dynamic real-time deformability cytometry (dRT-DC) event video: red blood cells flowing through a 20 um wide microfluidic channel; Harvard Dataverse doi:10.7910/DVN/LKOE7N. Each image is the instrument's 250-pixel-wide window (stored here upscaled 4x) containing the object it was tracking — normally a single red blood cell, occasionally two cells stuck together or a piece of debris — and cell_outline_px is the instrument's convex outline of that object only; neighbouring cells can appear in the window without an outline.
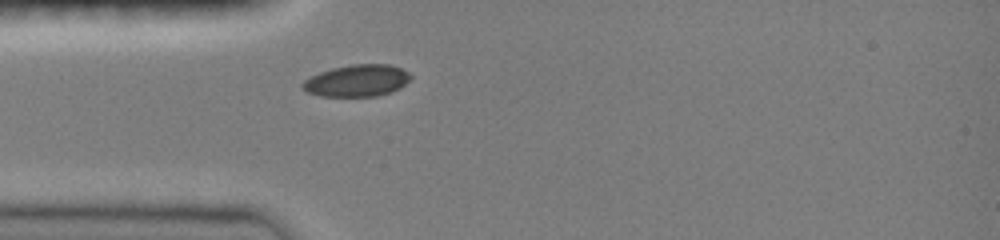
{"species": "common noctule bat (a hibernating species)", "species_latin": "Nyctalus noctula", "temperature_condition": "room temperature", "stored_images_in_passage": 18, "camera_frame_rate_fps": 3000, "um_per_image_px": 0.085, "animal": {"sex": "female", "body_mass_g": 19.0, "forearm_length_mm": 51.5}, "frame": {"image": 1, "passage_image": 1, "time_ms": 0.0, "image_size_px": [1000, 240], "cell_outline_px": [[412, 76], [400, 88], [392, 92], [376, 96], [320, 96], [308, 92], [300, 88], [300, 84], [304, 80], [320, 72], [332, 68], [352, 64], [388, 64], [400, 68], [408, 72]], "centroid_in_image_um": [30.32, 6.86], "position_along_channel_um": 54.7, "area_um2": 20.06}}
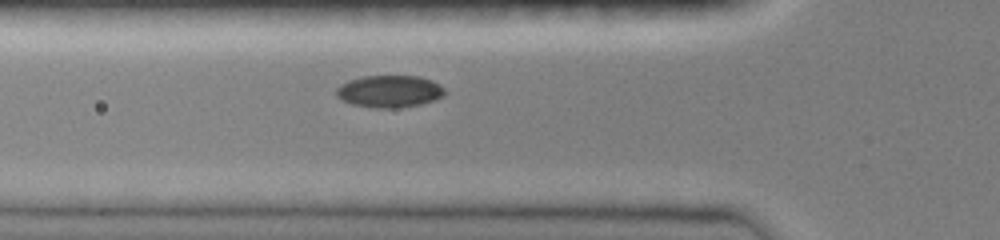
{"frame": {"image": 2, "passage_image": 4, "time_ms": 1.0, "image_size_px": [1000, 240], "cell_outline_px": [[448, 92], [444, 96], [436, 100], [420, 104], [396, 108], [376, 108], [352, 104], [336, 96], [336, 88], [340, 84], [348, 80], [364, 76], [420, 76], [432, 80], [440, 84]], "centroid_in_image_um": [33.15, 7.76], "position_along_channel_um": 92.7, "area_um2": 20.52}}
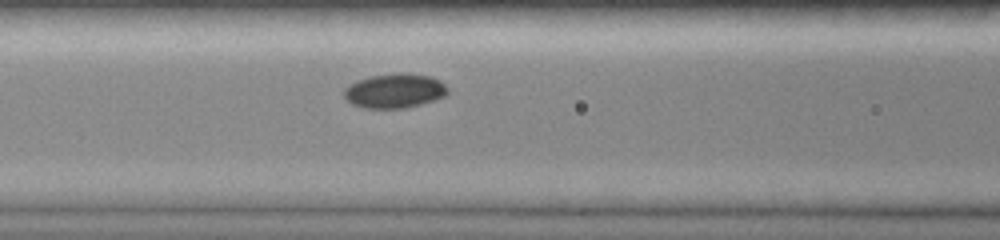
{"frame": {"image": 3, "passage_image": 7, "time_ms": 2.0, "image_size_px": [1000, 240], "cell_outline_px": [[448, 92], [444, 96], [436, 100], [408, 108], [364, 108], [352, 104], [344, 96], [344, 88], [348, 84], [356, 80], [368, 76], [400, 72], [408, 72], [432, 76], [440, 80], [448, 88]], "centroid_in_image_um": [33.55, 7.7], "position_along_channel_um": 133.0, "area_um2": 21.27}}